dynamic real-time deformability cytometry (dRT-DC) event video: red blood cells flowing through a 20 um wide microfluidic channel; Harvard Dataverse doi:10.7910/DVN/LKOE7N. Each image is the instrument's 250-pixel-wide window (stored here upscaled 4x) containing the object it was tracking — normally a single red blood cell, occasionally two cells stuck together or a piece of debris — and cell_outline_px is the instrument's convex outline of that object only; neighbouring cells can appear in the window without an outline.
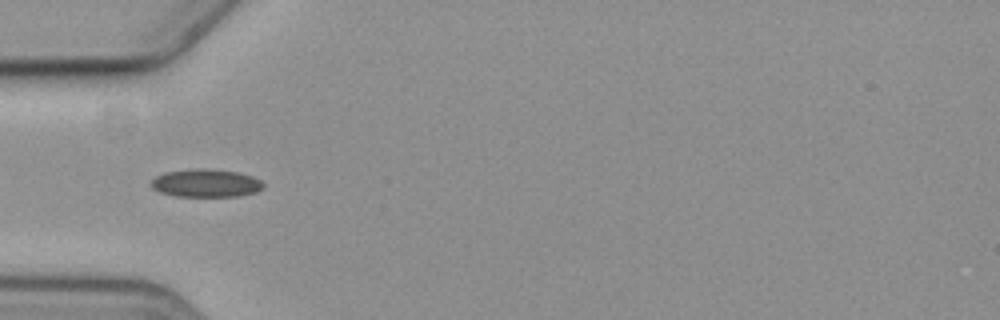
{"species": "common noctule bat (a hibernating species)", "species_latin": "Nyctalus noctula", "temperature_condition": "cold", "stored_images_in_passage": 5, "camera_frame_rate_fps": 3000, "um_per_image_px": 0.085, "animal": {"sex": "female", "body_mass_g": 19.3, "forearm_length_mm": 54.1}, "frame": {"image": 1, "passage_image": 1, "time_ms": 0.0, "image_size_px": [1000, 320], "cell_outline_px": [[264, 188], [256, 192], [240, 196], [176, 196], [160, 192], [152, 188], [148, 184], [156, 176], [164, 172], [196, 168], [204, 168], [240, 172], [252, 176], [260, 180], [264, 184]], "centroid_in_image_um": [17.5, 15.56], "position_along_channel_um": 67.5, "area_um2": 18.5}}
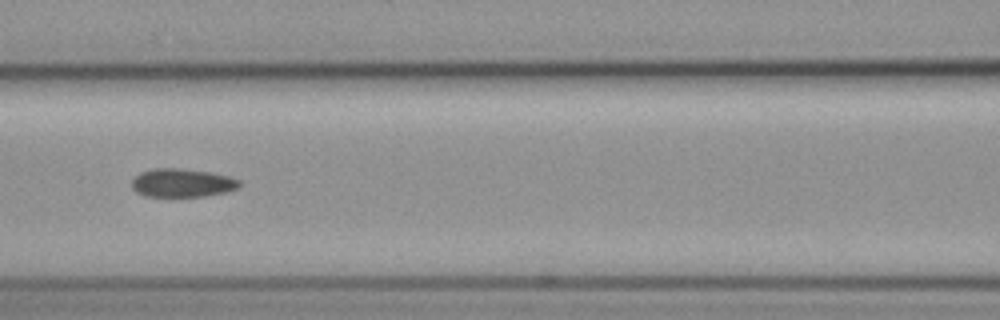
{"frame": {"image": 2, "passage_image": 3, "time_ms": 2.333, "image_size_px": [1000, 320], "cell_outline_px": [[240, 188], [224, 192], [204, 196], [144, 196], [136, 192], [132, 188], [132, 180], [140, 172], [152, 168], [180, 168], [212, 172], [228, 176], [240, 180]], "centroid_in_image_um": [15.48, 15.53], "position_along_channel_um": 151.1, "area_um2": 17.92}}
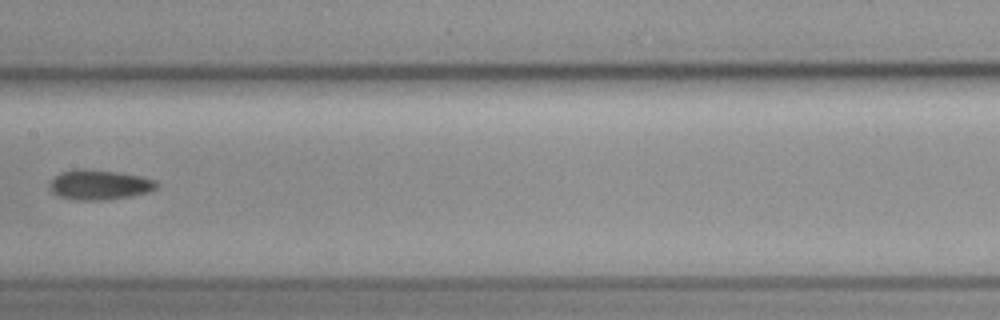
{"frame": {"image": 3, "passage_image": 4, "time_ms": 3.667, "image_size_px": [1000, 320], "cell_outline_px": [[160, 184], [156, 188], [148, 192], [132, 196], [104, 200], [76, 200], [60, 196], [52, 192], [48, 184], [60, 172], [76, 168], [88, 168], [116, 172], [140, 176], [156, 180]], "centroid_in_image_um": [8.45, 15.69], "position_along_channel_um": 198.9, "area_um2": 18.79}}